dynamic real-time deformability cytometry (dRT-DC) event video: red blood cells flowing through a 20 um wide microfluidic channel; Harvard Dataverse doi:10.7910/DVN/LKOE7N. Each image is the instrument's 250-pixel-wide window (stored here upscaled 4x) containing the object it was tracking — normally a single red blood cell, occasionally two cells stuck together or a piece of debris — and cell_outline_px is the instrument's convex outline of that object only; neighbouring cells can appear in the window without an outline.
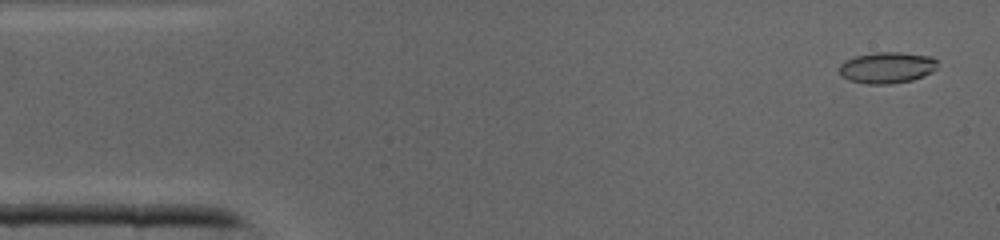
{"species": "common noctule bat (a hibernating species)", "species_latin": "Nyctalus noctula", "temperature_condition": "cold", "stored_images_in_passage": 41, "camera_frame_rate_fps": 3000, "um_per_image_px": 0.085, "animal": {"sex": "male", "body_mass_g": 19.0, "forearm_length_mm": 50.8}, "frame": {"image": 1, "passage_image": 2, "time_ms": 0.333, "image_size_px": [1000, 240], "cell_outline_px": [[936, 68], [932, 72], [924, 76], [912, 80], [888, 84], [868, 84], [848, 80], [840, 72], [840, 64], [844, 60], [856, 56], [876, 52], [900, 52], [932, 56], [936, 60]], "centroid_in_image_um": [75.4, 5.74], "position_along_channel_um": 9.6, "area_um2": 17.86}}
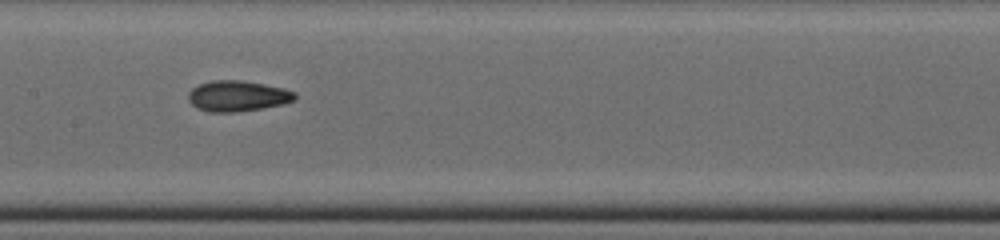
{"frame": {"image": 2, "passage_image": 20, "time_ms": 6.333, "image_size_px": [1000, 240], "cell_outline_px": [[296, 100], [280, 104], [260, 108], [236, 112], [208, 112], [196, 108], [188, 100], [188, 92], [192, 88], [200, 84], [212, 80], [240, 80], [264, 84], [284, 88], [296, 92]], "centroid_in_image_um": [20.17, 8.16], "position_along_channel_um": 187.2, "area_um2": 19.07}}
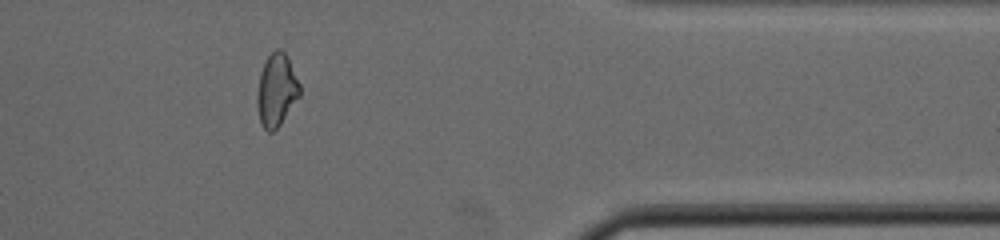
{"frame": {"image": 3, "passage_image": 34, "time_ms": 11.0, "image_size_px": [1000, 240], "cell_outline_px": [[300, 96], [280, 124], [272, 132], [268, 132], [260, 124], [256, 104], [256, 100], [260, 72], [268, 56], [276, 48], [280, 48], [288, 56], [300, 84]], "centroid_in_image_um": [23.5, 7.65], "position_along_channel_um": 387.9, "area_um2": 18.15}}